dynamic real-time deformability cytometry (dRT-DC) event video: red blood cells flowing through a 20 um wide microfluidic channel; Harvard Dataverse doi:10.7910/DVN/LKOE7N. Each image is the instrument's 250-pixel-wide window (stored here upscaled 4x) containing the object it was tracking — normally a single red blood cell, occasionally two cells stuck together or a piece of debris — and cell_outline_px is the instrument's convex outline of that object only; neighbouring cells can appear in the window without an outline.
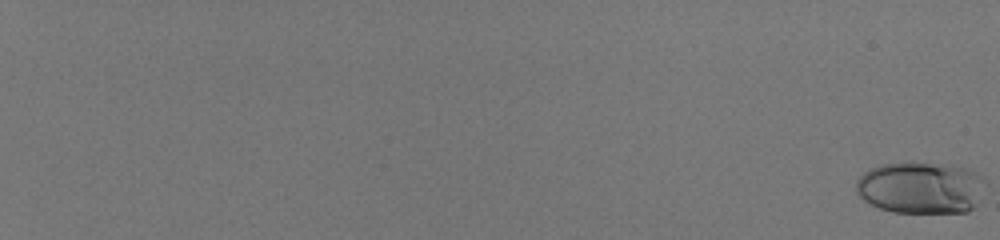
{"species": "human", "species_latin": "Homo sapiens", "temperature_condition": "room temperature", "stored_images_in_passage": 59, "camera_frame_rate_fps": 3000, "um_per_image_px": 0.085, "donor": {"sex": "male"}, "frame": {"image": 1, "passage_image": 1, "time_ms": 0.0, "image_size_px": [1000, 240], "cell_outline_px": [[980, 180], [976, 204], [968, 212], [892, 212], [880, 208], [864, 200], [856, 192], [856, 180], [864, 172], [880, 164], [948, 164], [968, 168], [976, 172], [980, 176]], "centroid_in_image_um": [78.19, 15.96], "position_along_channel_um": 6.8, "area_um2": 38.09}}
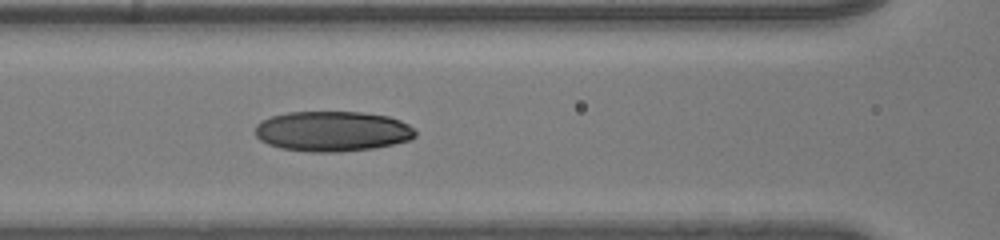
{"frame": {"image": 2, "passage_image": 34, "time_ms": 11.0, "image_size_px": [1000, 240], "cell_outline_px": [[416, 136], [408, 140], [376, 148], [340, 152], [312, 152], [280, 148], [268, 144], [260, 140], [256, 136], [256, 124], [260, 120], [272, 116], [288, 112], [360, 112], [388, 116], [400, 120], [416, 128]], "centroid_in_image_um": [28.26, 11.16], "position_along_channel_um": 138.3, "area_um2": 37.74}}
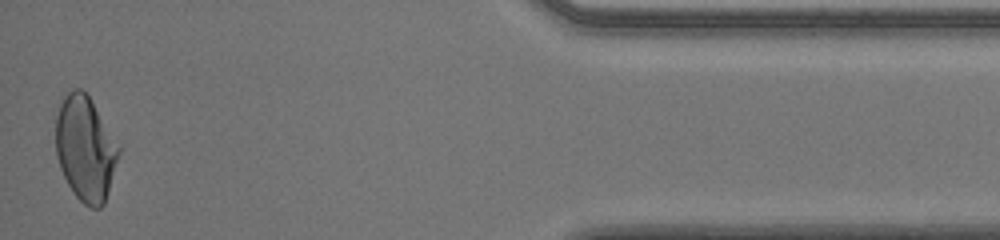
{"frame": {"image": 3, "passage_image": 59, "time_ms": 19.333, "image_size_px": [1000, 240], "cell_outline_px": [[120, 152], [104, 204], [100, 208], [92, 208], [84, 204], [76, 196], [68, 184], [60, 168], [56, 156], [56, 116], [60, 104], [64, 96], [72, 88], [80, 88], [88, 96], [120, 148]], "centroid_in_image_um": [7.23, 12.64], "position_along_channel_um": 428.0, "area_um2": 37.86}, "authors_computed_cell_mechanics": {"area_um2": 36.6452, "velocity_mm_per_s": 4.0609, "shape_relaxation_time_tau1_ms": 7.6292, "shape_relaxation_time_tau2_ms": 1.1739, "deformation_change_tau1": 0.2502, "deformation_change_tau2": 0.0493}}